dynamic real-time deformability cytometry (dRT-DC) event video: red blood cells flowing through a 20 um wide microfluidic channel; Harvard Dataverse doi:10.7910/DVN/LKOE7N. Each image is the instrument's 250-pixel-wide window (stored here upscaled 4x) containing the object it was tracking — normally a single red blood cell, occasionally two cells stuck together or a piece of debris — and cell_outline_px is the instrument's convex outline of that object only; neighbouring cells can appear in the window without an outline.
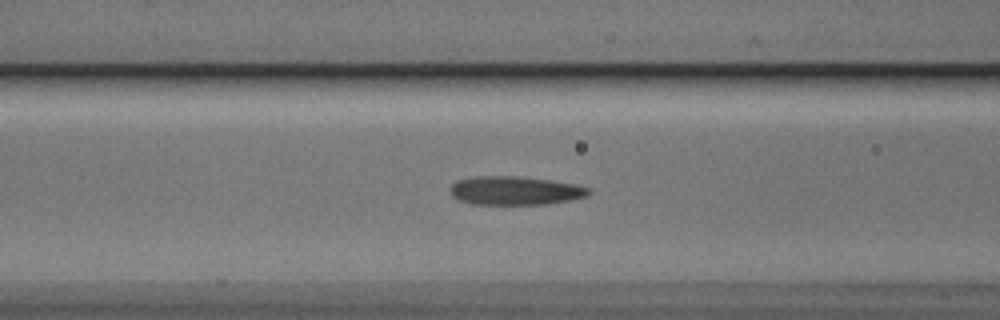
{"species": "Egyptian fruit bat (a non-hibernating species)", "species_latin": "Rousettus aegyptiacus", "temperature_condition": "cold", "stored_images_in_passage": 42, "camera_frame_rate_fps": 3000, "um_per_image_px": 0.085, "animal": {"sex": "male"}, "frame": {"image": 1, "passage_image": 10, "time_ms": 3.0, "image_size_px": [1000, 320], "cell_outline_px": [[592, 192], [588, 196], [572, 200], [544, 204], [472, 204], [460, 200], [452, 196], [452, 184], [456, 180], [472, 176], [516, 176], [548, 180], [572, 184], [588, 188]], "centroid_in_image_um": [43.77, 16.2], "position_along_channel_um": 122.8, "area_um2": 22.95}}
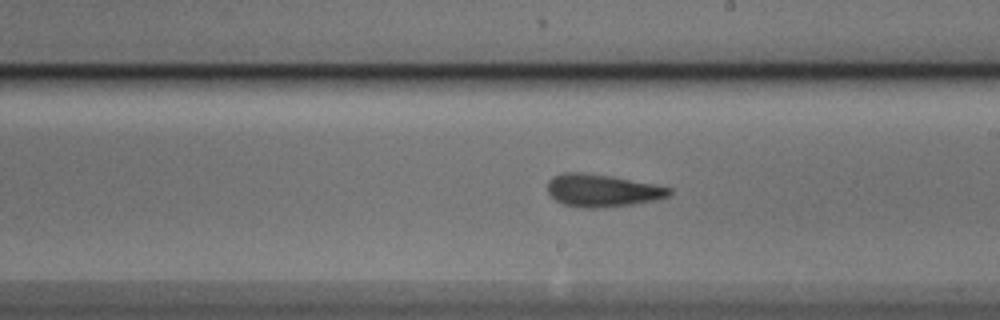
{"frame": {"image": 2, "passage_image": 19, "time_ms": 6.0, "image_size_px": [1000, 320], "cell_outline_px": [[672, 192], [668, 196], [656, 200], [632, 204], [604, 208], [580, 208], [564, 204], [556, 200], [548, 192], [548, 180], [552, 176], [564, 172], [580, 172], [612, 176], [656, 184], [672, 188]], "centroid_in_image_um": [51.2, 16.19], "position_along_channel_um": 237.8, "area_um2": 23.29}}
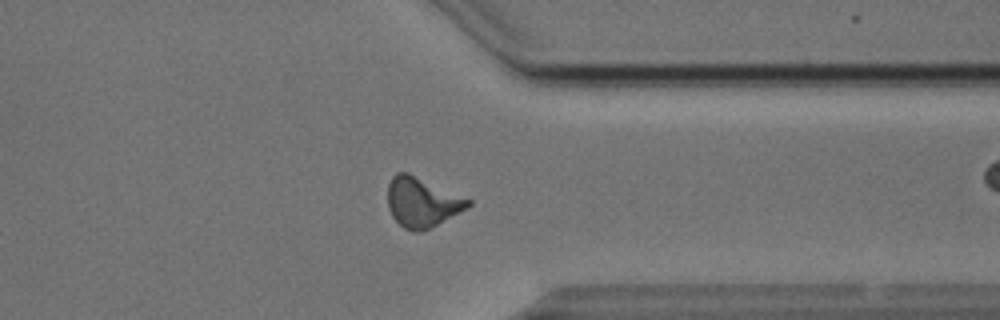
{"frame": {"image": 3, "passage_image": 30, "time_ms": 9.667, "image_size_px": [1000, 320], "cell_outline_px": [[472, 204], [468, 208], [420, 232], [412, 232], [404, 228], [392, 216], [388, 208], [388, 184], [392, 176], [396, 172], [408, 172], [472, 200]], "centroid_in_image_um": [35.86, 17.17], "position_along_channel_um": 375.5, "area_um2": 23.18}, "authors_computed_cell_mechanics": {"area_um2": 22.3975, "velocity_mm_per_s": 3.8391, "shape_relaxation_time_tau1_ms": 5.3308, "shape_relaxation_time_tau2_ms": 2.9232, "deformation_change_tau1": 0.1919, "deformation_change_tau2": 0.1059}}